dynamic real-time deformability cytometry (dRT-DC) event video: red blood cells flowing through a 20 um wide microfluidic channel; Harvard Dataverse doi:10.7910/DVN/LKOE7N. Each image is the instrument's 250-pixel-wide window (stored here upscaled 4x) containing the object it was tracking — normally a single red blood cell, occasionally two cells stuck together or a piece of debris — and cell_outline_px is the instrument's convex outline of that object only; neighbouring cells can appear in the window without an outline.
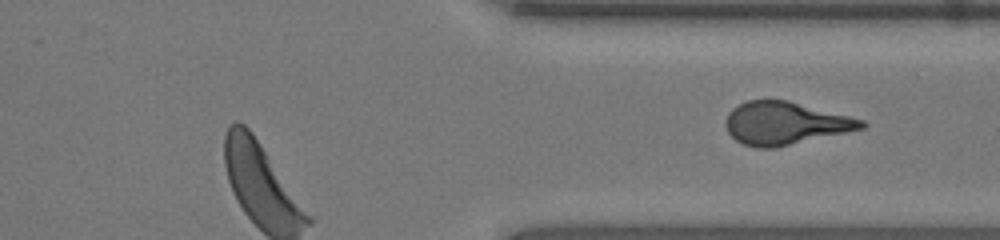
{"species": "human", "species_latin": "Homo sapiens", "temperature_condition": "room temperature", "stored_images_in_passage": 40, "segment_of_instrument_passage": [2, 2], "camera_frame_rate_fps": 3000, "um_per_image_px": 0.085, "donor": {"sex": "female"}, "frame": {"image": 1, "passage_image": 40, "time_ms": 13.0, "image_size_px": [1000, 240], "cell_outline_px": [[868, 124], [864, 128], [772, 148], [756, 148], [744, 144], [736, 140], [728, 132], [724, 124], [728, 112], [732, 108], [748, 100], [788, 100], [864, 120]], "centroid_in_image_um": [66.71, 10.47], "position_along_channel_um": 344.7, "area_um2": 33.47}}